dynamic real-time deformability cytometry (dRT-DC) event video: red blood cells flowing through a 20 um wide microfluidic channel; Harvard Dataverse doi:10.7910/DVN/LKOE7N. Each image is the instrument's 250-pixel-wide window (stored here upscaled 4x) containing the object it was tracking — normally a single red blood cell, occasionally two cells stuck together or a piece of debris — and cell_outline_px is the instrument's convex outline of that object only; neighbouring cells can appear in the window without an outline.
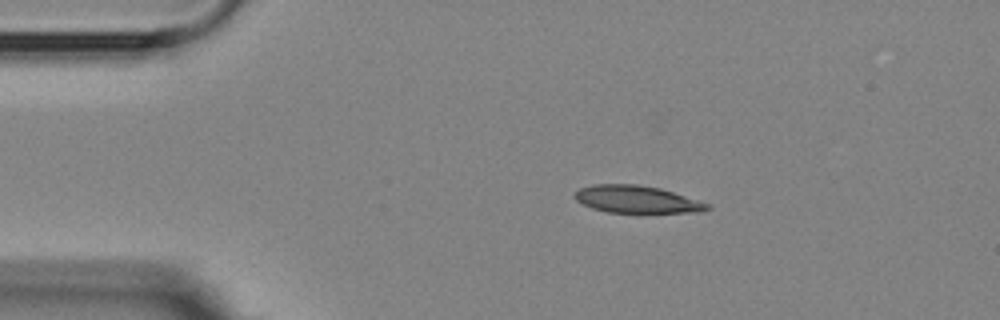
{"species": "Egyptian fruit bat (a non-hibernating species)", "species_latin": "Rousettus aegyptiacus", "temperature_condition": "room temperature", "stored_images_in_passage": 2, "camera_frame_rate_fps": 3000, "um_per_image_px": 0.085, "animal": {"sex": "female"}, "frame": {"image": 1, "passage_image": 2, "time_ms": 1.333, "image_size_px": [1000, 320], "cell_outline_px": [[712, 208], [700, 212], [608, 212], [592, 208], [576, 200], [572, 196], [580, 188], [592, 184], [636, 184], [660, 188], [708, 204]], "centroid_in_image_um": [54.07, 16.93], "position_along_channel_um": 30.9, "area_um2": 20.81}}